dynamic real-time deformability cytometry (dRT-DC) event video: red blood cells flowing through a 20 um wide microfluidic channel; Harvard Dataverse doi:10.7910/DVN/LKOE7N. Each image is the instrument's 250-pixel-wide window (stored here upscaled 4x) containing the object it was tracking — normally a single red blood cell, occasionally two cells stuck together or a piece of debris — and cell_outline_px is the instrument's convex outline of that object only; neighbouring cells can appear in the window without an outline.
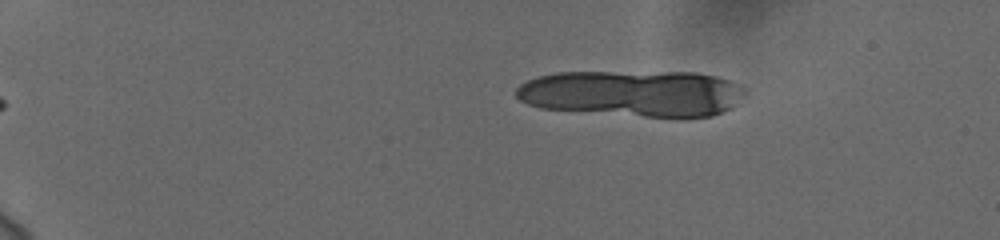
{"species": "human", "species_latin": "Homo sapiens", "temperature_condition": "cold", "stored_images_in_passage": 9, "camera_frame_rate_fps": 3000, "um_per_image_px": 0.085, "donor": {"sex": "female"}, "frame": {"image": 1, "passage_image": 1, "time_ms": 0.0, "image_size_px": [1000, 240], "cell_outline_px": [[748, 92], [732, 108], [712, 116], [680, 120], [540, 108], [528, 104], [520, 100], [516, 96], [516, 88], [520, 84], [536, 76], [556, 72], [696, 72], [716, 76], [740, 84]], "centroid_in_image_um": [53.85, 7.96], "position_along_channel_um": 31.2, "area_um2": 63.35}}